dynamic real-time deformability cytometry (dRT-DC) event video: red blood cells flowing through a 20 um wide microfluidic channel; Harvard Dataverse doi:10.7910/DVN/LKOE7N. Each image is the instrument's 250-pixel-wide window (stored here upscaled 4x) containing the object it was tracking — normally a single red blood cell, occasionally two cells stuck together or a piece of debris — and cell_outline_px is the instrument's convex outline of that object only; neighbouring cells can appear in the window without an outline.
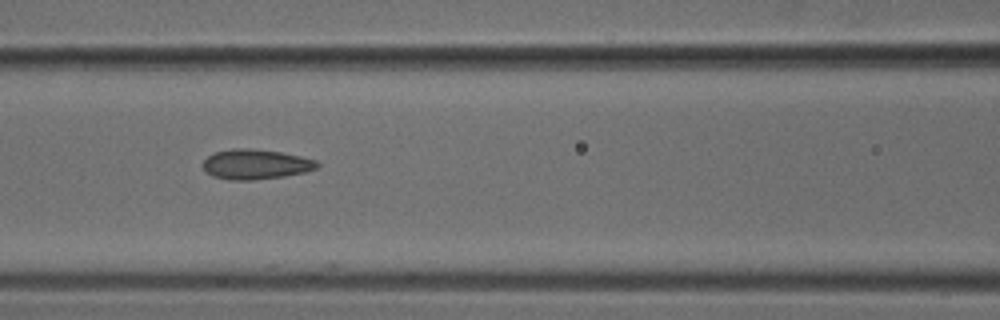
{"species": "common noctule bat (a hibernating species)", "species_latin": "Nyctalus noctula", "temperature_condition": "cold", "stored_images_in_passage": 7, "camera_frame_rate_fps": 3000, "um_per_image_px": 0.085, "animal": {"sex": "male", "body_mass_g": 18.8}, "frame": {"image": 1, "passage_image": 5, "time_ms": 1.333, "image_size_px": [1000, 320], "cell_outline_px": [[320, 164], [316, 168], [304, 172], [284, 176], [252, 180], [228, 180], [212, 176], [204, 172], [204, 160], [208, 156], [216, 152], [232, 148], [252, 148], [280, 152], [300, 156], [316, 160]], "centroid_in_image_um": [21.71, 13.96], "position_along_channel_um": 144.9, "area_um2": 19.94}}
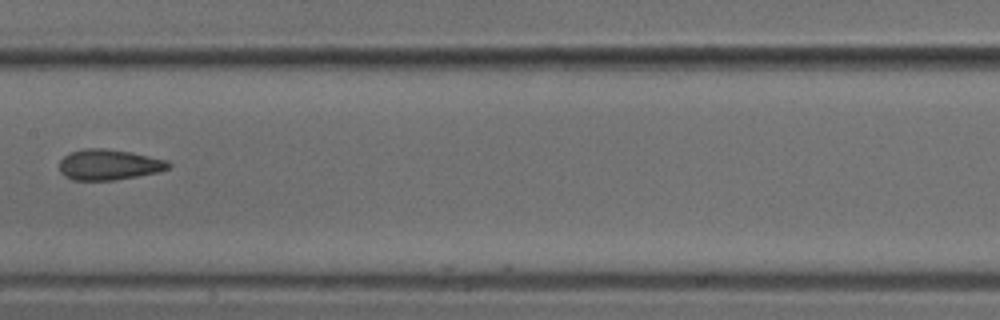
{"frame": {"image": 2, "passage_image": 6, "time_ms": 1.667, "image_size_px": [1000, 320], "cell_outline_px": [[172, 164], [168, 168], [160, 172], [116, 180], [72, 180], [64, 176], [60, 172], [60, 160], [64, 156], [72, 152], [84, 148], [104, 148], [132, 152], [168, 160]], "centroid_in_image_um": [9.28, 14.0], "position_along_channel_um": 198.1, "area_um2": 19.65}}
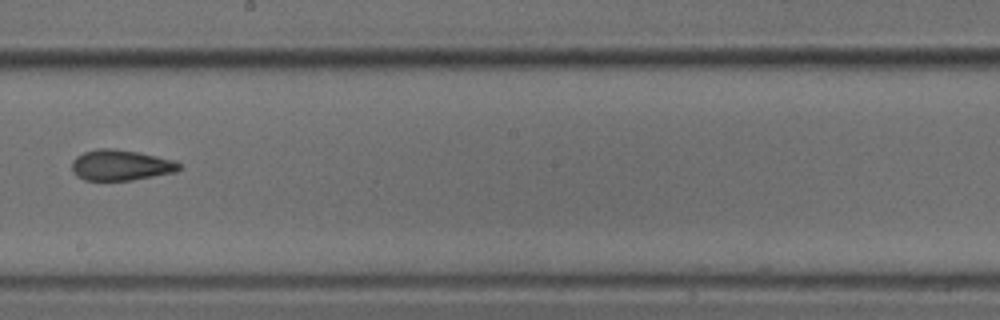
{"frame": {"image": 3, "passage_image": 7, "time_ms": 2.0, "image_size_px": [1000, 320], "cell_outline_px": [[180, 168], [176, 172], [132, 180], [84, 180], [76, 176], [72, 172], [72, 160], [76, 156], [84, 152], [96, 148], [112, 148], [136, 152], [176, 160], [180, 164]], "centroid_in_image_um": [10.24, 14.04], "position_along_channel_um": 238.0, "area_um2": 19.25}}